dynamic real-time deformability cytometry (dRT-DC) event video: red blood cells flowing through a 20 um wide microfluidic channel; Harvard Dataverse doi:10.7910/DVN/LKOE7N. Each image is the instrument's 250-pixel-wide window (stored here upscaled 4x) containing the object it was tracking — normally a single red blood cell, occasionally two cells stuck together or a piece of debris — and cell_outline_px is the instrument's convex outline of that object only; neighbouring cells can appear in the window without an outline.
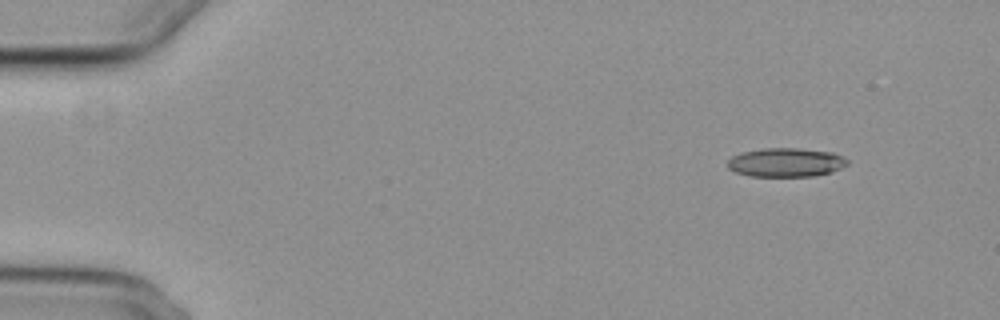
{"species": "common noctule bat (a hibernating species)", "species_latin": "Nyctalus noctula", "temperature_condition": "cold", "stored_images_in_passage": 5, "segment_of_instrument_passage": [2, 2], "camera_frame_rate_fps": 3000, "um_per_image_px": 0.085, "animal": {"sex": "female", "body_mass_g": 29.2, "forearm_length_mm": 56.3}, "frame": {"image": 1, "passage_image": 5, "time_ms": 5.0, "image_size_px": [1000, 320], "cell_outline_px": [[848, 164], [832, 172], [812, 176], [748, 176], [736, 172], [728, 168], [728, 160], [732, 156], [744, 152], [764, 148], [796, 148], [832, 152], [844, 156], [848, 160]], "centroid_in_image_um": [66.82, 13.8], "position_along_channel_um": 18.2, "area_um2": 20.11}}